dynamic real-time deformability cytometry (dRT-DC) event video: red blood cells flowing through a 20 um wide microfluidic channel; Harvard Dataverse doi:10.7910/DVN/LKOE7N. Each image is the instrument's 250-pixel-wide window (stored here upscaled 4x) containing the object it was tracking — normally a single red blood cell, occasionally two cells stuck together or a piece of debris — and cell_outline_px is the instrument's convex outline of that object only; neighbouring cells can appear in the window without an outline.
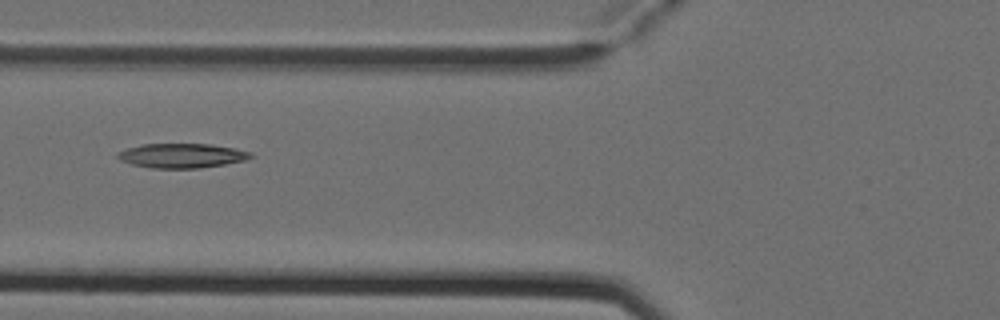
{"species": "Egyptian fruit bat (a non-hibernating species)", "species_latin": "Rousettus aegyptiacus", "temperature_condition": "cold", "stored_images_in_passage": 6, "camera_frame_rate_fps": 3000, "um_per_image_px": 0.085, "animal": {"sex": "female"}, "frame": {"image": 1, "passage_image": 6, "time_ms": 1.667, "image_size_px": [1000, 320], "cell_outline_px": [[256, 156], [248, 160], [200, 168], [152, 168], [132, 164], [120, 160], [116, 156], [116, 152], [140, 144], [208, 144], [236, 148], [252, 152]], "centroid_in_image_um": [15.49, 13.23], "position_along_channel_um": 110.3, "area_um2": 19.13}}